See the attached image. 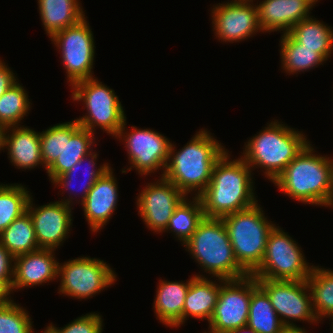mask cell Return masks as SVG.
I'll return each mask as SVG.
<instances>
[{
    "label": "cell",
    "instance_id": "1",
    "mask_svg": "<svg viewBox=\"0 0 333 333\" xmlns=\"http://www.w3.org/2000/svg\"><path fill=\"white\" fill-rule=\"evenodd\" d=\"M224 154L216 161L210 183L199 195L205 217L222 218L251 208L256 200L251 168L240 157Z\"/></svg>",
    "mask_w": 333,
    "mask_h": 333
},
{
    "label": "cell",
    "instance_id": "2",
    "mask_svg": "<svg viewBox=\"0 0 333 333\" xmlns=\"http://www.w3.org/2000/svg\"><path fill=\"white\" fill-rule=\"evenodd\" d=\"M226 150L209 131L201 129L178 152L171 142L163 177L186 196L193 191L199 196L210 183L216 161Z\"/></svg>",
    "mask_w": 333,
    "mask_h": 333
},
{
    "label": "cell",
    "instance_id": "3",
    "mask_svg": "<svg viewBox=\"0 0 333 333\" xmlns=\"http://www.w3.org/2000/svg\"><path fill=\"white\" fill-rule=\"evenodd\" d=\"M310 142L273 181L282 193L304 204L329 206L331 158L314 154Z\"/></svg>",
    "mask_w": 333,
    "mask_h": 333
},
{
    "label": "cell",
    "instance_id": "4",
    "mask_svg": "<svg viewBox=\"0 0 333 333\" xmlns=\"http://www.w3.org/2000/svg\"><path fill=\"white\" fill-rule=\"evenodd\" d=\"M276 121L250 138L240 156L250 168L264 169L272 182L310 142L302 132Z\"/></svg>",
    "mask_w": 333,
    "mask_h": 333
},
{
    "label": "cell",
    "instance_id": "5",
    "mask_svg": "<svg viewBox=\"0 0 333 333\" xmlns=\"http://www.w3.org/2000/svg\"><path fill=\"white\" fill-rule=\"evenodd\" d=\"M183 246L211 277L227 280L248 275L234 256L222 218L204 217Z\"/></svg>",
    "mask_w": 333,
    "mask_h": 333
},
{
    "label": "cell",
    "instance_id": "6",
    "mask_svg": "<svg viewBox=\"0 0 333 333\" xmlns=\"http://www.w3.org/2000/svg\"><path fill=\"white\" fill-rule=\"evenodd\" d=\"M238 264L251 274L263 259L267 238L275 224L268 221L260 205L222 217Z\"/></svg>",
    "mask_w": 333,
    "mask_h": 333
},
{
    "label": "cell",
    "instance_id": "7",
    "mask_svg": "<svg viewBox=\"0 0 333 333\" xmlns=\"http://www.w3.org/2000/svg\"><path fill=\"white\" fill-rule=\"evenodd\" d=\"M71 89L72 99L82 101L87 110L86 115L75 119L79 125L93 133L98 126L115 137L126 120V114L114 90L95 77L77 82Z\"/></svg>",
    "mask_w": 333,
    "mask_h": 333
},
{
    "label": "cell",
    "instance_id": "8",
    "mask_svg": "<svg viewBox=\"0 0 333 333\" xmlns=\"http://www.w3.org/2000/svg\"><path fill=\"white\" fill-rule=\"evenodd\" d=\"M279 226L270 231L261 264L251 273L256 279L307 281L313 269L301 247Z\"/></svg>",
    "mask_w": 333,
    "mask_h": 333
},
{
    "label": "cell",
    "instance_id": "9",
    "mask_svg": "<svg viewBox=\"0 0 333 333\" xmlns=\"http://www.w3.org/2000/svg\"><path fill=\"white\" fill-rule=\"evenodd\" d=\"M86 18H83L76 25L56 32L51 37L52 43L61 52L62 63L67 71L68 82L71 86L94 77L92 69L95 43L92 29Z\"/></svg>",
    "mask_w": 333,
    "mask_h": 333
},
{
    "label": "cell",
    "instance_id": "10",
    "mask_svg": "<svg viewBox=\"0 0 333 333\" xmlns=\"http://www.w3.org/2000/svg\"><path fill=\"white\" fill-rule=\"evenodd\" d=\"M109 266L103 260L89 256L59 263L58 278L61 276V283L58 293L81 300L93 297L117 280L115 271Z\"/></svg>",
    "mask_w": 333,
    "mask_h": 333
},
{
    "label": "cell",
    "instance_id": "11",
    "mask_svg": "<svg viewBox=\"0 0 333 333\" xmlns=\"http://www.w3.org/2000/svg\"><path fill=\"white\" fill-rule=\"evenodd\" d=\"M257 283L269 296L285 327H297L292 322L296 320L319 323L312 308V295L307 281L257 279Z\"/></svg>",
    "mask_w": 333,
    "mask_h": 333
},
{
    "label": "cell",
    "instance_id": "12",
    "mask_svg": "<svg viewBox=\"0 0 333 333\" xmlns=\"http://www.w3.org/2000/svg\"><path fill=\"white\" fill-rule=\"evenodd\" d=\"M126 120L120 128L116 139L124 141L128 153L130 168L136 169L139 175H148L154 173L158 169H163L161 177H163L169 158V150L171 142L164 135L151 129H137L132 126L131 131L125 130ZM126 134V135H125Z\"/></svg>",
    "mask_w": 333,
    "mask_h": 333
},
{
    "label": "cell",
    "instance_id": "13",
    "mask_svg": "<svg viewBox=\"0 0 333 333\" xmlns=\"http://www.w3.org/2000/svg\"><path fill=\"white\" fill-rule=\"evenodd\" d=\"M250 299L251 274L238 279H223L208 333H226L246 327Z\"/></svg>",
    "mask_w": 333,
    "mask_h": 333
},
{
    "label": "cell",
    "instance_id": "14",
    "mask_svg": "<svg viewBox=\"0 0 333 333\" xmlns=\"http://www.w3.org/2000/svg\"><path fill=\"white\" fill-rule=\"evenodd\" d=\"M211 19L216 38L223 42L242 41L262 31L253 0H232L215 5Z\"/></svg>",
    "mask_w": 333,
    "mask_h": 333
},
{
    "label": "cell",
    "instance_id": "15",
    "mask_svg": "<svg viewBox=\"0 0 333 333\" xmlns=\"http://www.w3.org/2000/svg\"><path fill=\"white\" fill-rule=\"evenodd\" d=\"M160 179V180H159ZM137 197L138 213L151 231L164 232L176 207L186 197L172 182L160 177Z\"/></svg>",
    "mask_w": 333,
    "mask_h": 333
},
{
    "label": "cell",
    "instance_id": "16",
    "mask_svg": "<svg viewBox=\"0 0 333 333\" xmlns=\"http://www.w3.org/2000/svg\"><path fill=\"white\" fill-rule=\"evenodd\" d=\"M73 197L50 202L43 206H33L30 197L27 212L33 222L39 248L56 250L65 241L72 227Z\"/></svg>",
    "mask_w": 333,
    "mask_h": 333
},
{
    "label": "cell",
    "instance_id": "17",
    "mask_svg": "<svg viewBox=\"0 0 333 333\" xmlns=\"http://www.w3.org/2000/svg\"><path fill=\"white\" fill-rule=\"evenodd\" d=\"M53 249L40 248L36 251L15 256L12 293L42 283H49L58 278L59 262Z\"/></svg>",
    "mask_w": 333,
    "mask_h": 333
},
{
    "label": "cell",
    "instance_id": "18",
    "mask_svg": "<svg viewBox=\"0 0 333 333\" xmlns=\"http://www.w3.org/2000/svg\"><path fill=\"white\" fill-rule=\"evenodd\" d=\"M117 178L110 167L89 190L86 199L81 202L85 219L92 232L102 229L112 217L117 208L118 185Z\"/></svg>",
    "mask_w": 333,
    "mask_h": 333
},
{
    "label": "cell",
    "instance_id": "19",
    "mask_svg": "<svg viewBox=\"0 0 333 333\" xmlns=\"http://www.w3.org/2000/svg\"><path fill=\"white\" fill-rule=\"evenodd\" d=\"M314 4L310 0H264L256 5L262 32L283 31L310 16Z\"/></svg>",
    "mask_w": 333,
    "mask_h": 333
},
{
    "label": "cell",
    "instance_id": "20",
    "mask_svg": "<svg viewBox=\"0 0 333 333\" xmlns=\"http://www.w3.org/2000/svg\"><path fill=\"white\" fill-rule=\"evenodd\" d=\"M94 134L88 129L82 128L76 120L64 123L63 152L46 172L51 181L56 176L68 172L73 165L93 152L91 146L95 144Z\"/></svg>",
    "mask_w": 333,
    "mask_h": 333
},
{
    "label": "cell",
    "instance_id": "21",
    "mask_svg": "<svg viewBox=\"0 0 333 333\" xmlns=\"http://www.w3.org/2000/svg\"><path fill=\"white\" fill-rule=\"evenodd\" d=\"M216 280L219 281L220 285L201 274L191 277L182 312V324L189 316L205 319L209 323L217 304L220 287L223 284V279Z\"/></svg>",
    "mask_w": 333,
    "mask_h": 333
},
{
    "label": "cell",
    "instance_id": "22",
    "mask_svg": "<svg viewBox=\"0 0 333 333\" xmlns=\"http://www.w3.org/2000/svg\"><path fill=\"white\" fill-rule=\"evenodd\" d=\"M5 149L12 165L21 169L44 166L41 156L40 132L23 126L7 127ZM12 133V134H11Z\"/></svg>",
    "mask_w": 333,
    "mask_h": 333
},
{
    "label": "cell",
    "instance_id": "23",
    "mask_svg": "<svg viewBox=\"0 0 333 333\" xmlns=\"http://www.w3.org/2000/svg\"><path fill=\"white\" fill-rule=\"evenodd\" d=\"M191 278L183 281L159 280L154 301V311L157 318L167 327L182 325V312Z\"/></svg>",
    "mask_w": 333,
    "mask_h": 333
},
{
    "label": "cell",
    "instance_id": "24",
    "mask_svg": "<svg viewBox=\"0 0 333 333\" xmlns=\"http://www.w3.org/2000/svg\"><path fill=\"white\" fill-rule=\"evenodd\" d=\"M40 18L49 38L85 18L78 0H37Z\"/></svg>",
    "mask_w": 333,
    "mask_h": 333
},
{
    "label": "cell",
    "instance_id": "25",
    "mask_svg": "<svg viewBox=\"0 0 333 333\" xmlns=\"http://www.w3.org/2000/svg\"><path fill=\"white\" fill-rule=\"evenodd\" d=\"M247 327L259 333H282L285 326L275 312L267 293L251 274V299Z\"/></svg>",
    "mask_w": 333,
    "mask_h": 333
},
{
    "label": "cell",
    "instance_id": "26",
    "mask_svg": "<svg viewBox=\"0 0 333 333\" xmlns=\"http://www.w3.org/2000/svg\"><path fill=\"white\" fill-rule=\"evenodd\" d=\"M313 16L304 18L295 24L288 34L302 47L315 49L325 60L333 51V29Z\"/></svg>",
    "mask_w": 333,
    "mask_h": 333
},
{
    "label": "cell",
    "instance_id": "27",
    "mask_svg": "<svg viewBox=\"0 0 333 333\" xmlns=\"http://www.w3.org/2000/svg\"><path fill=\"white\" fill-rule=\"evenodd\" d=\"M0 243L14 257L40 249L36 241L33 222L28 212L15 219L0 234Z\"/></svg>",
    "mask_w": 333,
    "mask_h": 333
},
{
    "label": "cell",
    "instance_id": "28",
    "mask_svg": "<svg viewBox=\"0 0 333 333\" xmlns=\"http://www.w3.org/2000/svg\"><path fill=\"white\" fill-rule=\"evenodd\" d=\"M185 197L176 207L165 231L174 232L176 238L184 245L196 231L199 223L204 219V211L199 196L192 197V201Z\"/></svg>",
    "mask_w": 333,
    "mask_h": 333
},
{
    "label": "cell",
    "instance_id": "29",
    "mask_svg": "<svg viewBox=\"0 0 333 333\" xmlns=\"http://www.w3.org/2000/svg\"><path fill=\"white\" fill-rule=\"evenodd\" d=\"M281 38V65L289 75L313 69L326 62L315 49L302 47L288 33L283 34Z\"/></svg>",
    "mask_w": 333,
    "mask_h": 333
},
{
    "label": "cell",
    "instance_id": "30",
    "mask_svg": "<svg viewBox=\"0 0 333 333\" xmlns=\"http://www.w3.org/2000/svg\"><path fill=\"white\" fill-rule=\"evenodd\" d=\"M307 283L312 295V308L320 322L333 314V271L313 265Z\"/></svg>",
    "mask_w": 333,
    "mask_h": 333
},
{
    "label": "cell",
    "instance_id": "31",
    "mask_svg": "<svg viewBox=\"0 0 333 333\" xmlns=\"http://www.w3.org/2000/svg\"><path fill=\"white\" fill-rule=\"evenodd\" d=\"M30 194L21 184L0 185V234L27 212Z\"/></svg>",
    "mask_w": 333,
    "mask_h": 333
},
{
    "label": "cell",
    "instance_id": "32",
    "mask_svg": "<svg viewBox=\"0 0 333 333\" xmlns=\"http://www.w3.org/2000/svg\"><path fill=\"white\" fill-rule=\"evenodd\" d=\"M17 81L0 97V125L19 126L30 110L26 90Z\"/></svg>",
    "mask_w": 333,
    "mask_h": 333
},
{
    "label": "cell",
    "instance_id": "33",
    "mask_svg": "<svg viewBox=\"0 0 333 333\" xmlns=\"http://www.w3.org/2000/svg\"><path fill=\"white\" fill-rule=\"evenodd\" d=\"M90 157V158H89ZM98 157V154L95 152H91L87 156L83 157L79 162H77L75 165L72 166V168L64 173L63 175L56 176L51 182L55 186H61L62 188H65V190L73 191V186H71L73 180L76 178L75 175L78 173L77 171L80 170V167L85 161H89L88 165L90 167L89 171L86 169V174L88 178H86V182L83 184L82 188V194H81V202H83L86 199V196L89 192V190L92 188V186L95 184V182L107 171L109 170L110 166L109 164L105 163L100 165V167L97 169L96 166V159ZM91 165V166H90ZM88 168V167H87ZM74 192V191H73Z\"/></svg>",
    "mask_w": 333,
    "mask_h": 333
},
{
    "label": "cell",
    "instance_id": "34",
    "mask_svg": "<svg viewBox=\"0 0 333 333\" xmlns=\"http://www.w3.org/2000/svg\"><path fill=\"white\" fill-rule=\"evenodd\" d=\"M26 309L14 303L0 306V333H34Z\"/></svg>",
    "mask_w": 333,
    "mask_h": 333
},
{
    "label": "cell",
    "instance_id": "35",
    "mask_svg": "<svg viewBox=\"0 0 333 333\" xmlns=\"http://www.w3.org/2000/svg\"><path fill=\"white\" fill-rule=\"evenodd\" d=\"M41 156L47 170L63 152L64 123L55 124L40 133Z\"/></svg>",
    "mask_w": 333,
    "mask_h": 333
},
{
    "label": "cell",
    "instance_id": "36",
    "mask_svg": "<svg viewBox=\"0 0 333 333\" xmlns=\"http://www.w3.org/2000/svg\"><path fill=\"white\" fill-rule=\"evenodd\" d=\"M101 317L99 313L91 312L74 319L73 322L61 329L52 323L47 328L52 333H102L103 319Z\"/></svg>",
    "mask_w": 333,
    "mask_h": 333
},
{
    "label": "cell",
    "instance_id": "37",
    "mask_svg": "<svg viewBox=\"0 0 333 333\" xmlns=\"http://www.w3.org/2000/svg\"><path fill=\"white\" fill-rule=\"evenodd\" d=\"M14 259L15 257L0 243V280H3L10 288L14 276Z\"/></svg>",
    "mask_w": 333,
    "mask_h": 333
},
{
    "label": "cell",
    "instance_id": "38",
    "mask_svg": "<svg viewBox=\"0 0 333 333\" xmlns=\"http://www.w3.org/2000/svg\"><path fill=\"white\" fill-rule=\"evenodd\" d=\"M8 65L0 59V97L17 82V77Z\"/></svg>",
    "mask_w": 333,
    "mask_h": 333
},
{
    "label": "cell",
    "instance_id": "39",
    "mask_svg": "<svg viewBox=\"0 0 333 333\" xmlns=\"http://www.w3.org/2000/svg\"><path fill=\"white\" fill-rule=\"evenodd\" d=\"M12 289L3 281L0 280V306L10 303L12 300L8 296Z\"/></svg>",
    "mask_w": 333,
    "mask_h": 333
},
{
    "label": "cell",
    "instance_id": "40",
    "mask_svg": "<svg viewBox=\"0 0 333 333\" xmlns=\"http://www.w3.org/2000/svg\"><path fill=\"white\" fill-rule=\"evenodd\" d=\"M7 127L0 125V150H4L6 143Z\"/></svg>",
    "mask_w": 333,
    "mask_h": 333
},
{
    "label": "cell",
    "instance_id": "41",
    "mask_svg": "<svg viewBox=\"0 0 333 333\" xmlns=\"http://www.w3.org/2000/svg\"><path fill=\"white\" fill-rule=\"evenodd\" d=\"M282 333H308L301 327H285Z\"/></svg>",
    "mask_w": 333,
    "mask_h": 333
},
{
    "label": "cell",
    "instance_id": "42",
    "mask_svg": "<svg viewBox=\"0 0 333 333\" xmlns=\"http://www.w3.org/2000/svg\"><path fill=\"white\" fill-rule=\"evenodd\" d=\"M226 333H259V332L254 331L253 329H250L246 326V327H242V328H238V329L228 331Z\"/></svg>",
    "mask_w": 333,
    "mask_h": 333
},
{
    "label": "cell",
    "instance_id": "43",
    "mask_svg": "<svg viewBox=\"0 0 333 333\" xmlns=\"http://www.w3.org/2000/svg\"><path fill=\"white\" fill-rule=\"evenodd\" d=\"M332 163V173H331V190H330V199H329V207L333 205V159Z\"/></svg>",
    "mask_w": 333,
    "mask_h": 333
},
{
    "label": "cell",
    "instance_id": "44",
    "mask_svg": "<svg viewBox=\"0 0 333 333\" xmlns=\"http://www.w3.org/2000/svg\"><path fill=\"white\" fill-rule=\"evenodd\" d=\"M330 319H332V322H331V326H332V332H333V314L329 317Z\"/></svg>",
    "mask_w": 333,
    "mask_h": 333
},
{
    "label": "cell",
    "instance_id": "45",
    "mask_svg": "<svg viewBox=\"0 0 333 333\" xmlns=\"http://www.w3.org/2000/svg\"><path fill=\"white\" fill-rule=\"evenodd\" d=\"M42 333H52V332L46 327L44 332H42Z\"/></svg>",
    "mask_w": 333,
    "mask_h": 333
},
{
    "label": "cell",
    "instance_id": "46",
    "mask_svg": "<svg viewBox=\"0 0 333 333\" xmlns=\"http://www.w3.org/2000/svg\"><path fill=\"white\" fill-rule=\"evenodd\" d=\"M313 4H316L318 0H310Z\"/></svg>",
    "mask_w": 333,
    "mask_h": 333
}]
</instances>
